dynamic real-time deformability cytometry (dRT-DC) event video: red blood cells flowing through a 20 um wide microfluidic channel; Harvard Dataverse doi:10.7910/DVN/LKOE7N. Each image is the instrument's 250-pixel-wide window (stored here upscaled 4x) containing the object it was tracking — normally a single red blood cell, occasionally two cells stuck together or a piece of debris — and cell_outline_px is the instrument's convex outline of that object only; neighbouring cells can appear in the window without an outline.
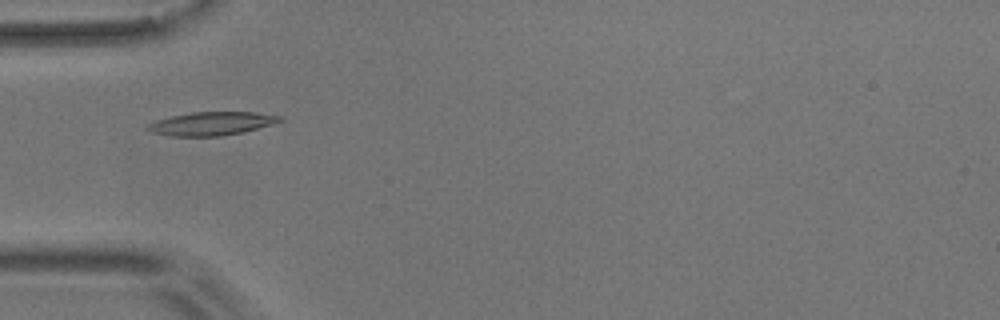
{"species": "common noctule bat (a hibernating species)", "species_latin": "Nyctalus noctula", "temperature_condition": "room temperature", "stored_images_in_passage": 10, "camera_frame_rate_fps": 3000, "um_per_image_px": 0.085, "animal": {"sex": "male", "body_mass_g": 17.9}, "frame": {"image": 1, "passage_image": 4, "time_ms": 4.667, "image_size_px": [1000, 320], "cell_outline_px": [[284, 120], [272, 124], [244, 132], [220, 136], [168, 136], [152, 132], [144, 128], [148, 124], [156, 120], [172, 116], [192, 112], [256, 112], [284, 116]], "centroid_in_image_um": [18.0, 10.5], "position_along_channel_um": 67.0, "area_um2": 18.15}}
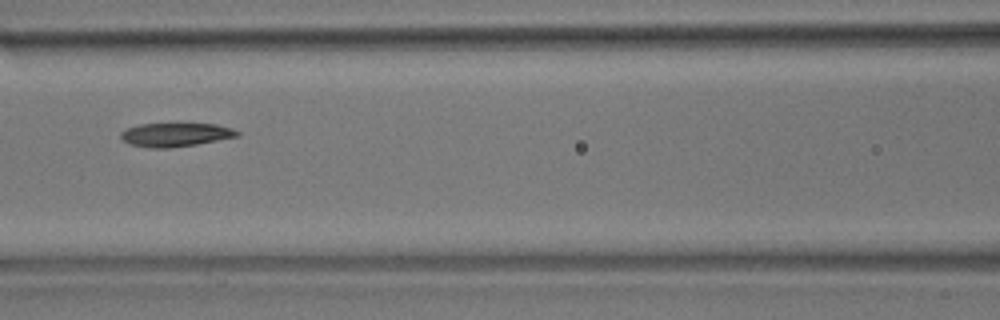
{"frame": {"image": 2, "passage_image": 6, "time_ms": 7.0, "image_size_px": [1000, 320], "cell_outline_px": [[240, 136], [196, 144], [172, 148], [148, 148], [128, 144], [120, 136], [120, 132], [128, 128], [140, 124], [216, 124], [232, 128], [240, 132]], "centroid_in_image_um": [14.92, 11.46], "position_along_channel_um": 151.7, "area_um2": 16.07}}
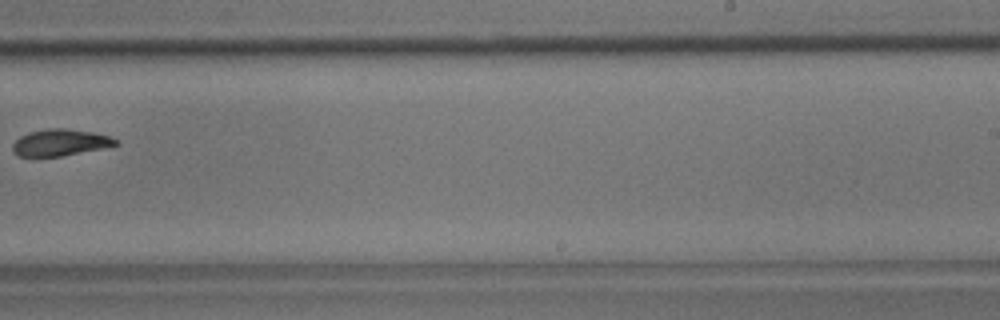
{"frame": {"image": 3, "passage_image": 9, "time_ms": 10.667, "image_size_px": [1000, 320], "cell_outline_px": [[120, 144], [60, 156], [16, 156], [12, 152], [12, 144], [20, 136], [28, 132], [48, 128], [68, 128], [96, 132], [120, 140]], "centroid_in_image_um": [5.1, 12.09], "position_along_channel_um": 283.9, "area_um2": 16.07}}